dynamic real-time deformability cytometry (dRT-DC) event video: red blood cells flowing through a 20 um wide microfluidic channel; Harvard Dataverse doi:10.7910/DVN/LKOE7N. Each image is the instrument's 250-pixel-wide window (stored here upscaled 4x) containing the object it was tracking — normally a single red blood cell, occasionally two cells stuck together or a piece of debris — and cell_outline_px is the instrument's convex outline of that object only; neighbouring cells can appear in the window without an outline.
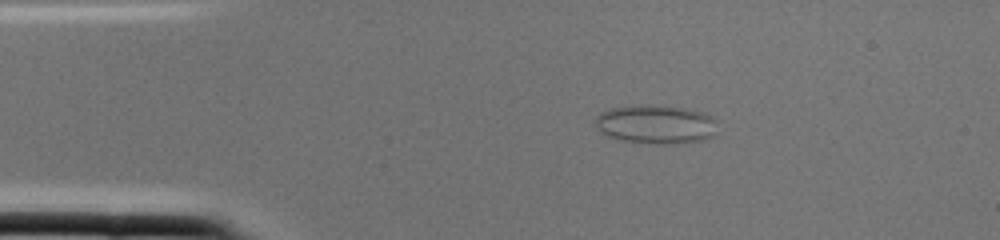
{"species": "common noctule bat (a hibernating species)", "species_latin": "Nyctalus noctula", "temperature_condition": "cold", "stored_images_in_passage": 2, "camera_frame_rate_fps": 3000, "um_per_image_px": 0.085, "animal": {"sex": "female", "body_mass_g": 22.0, "forearm_length_mm": 56.7}, "frame": {"image": 1, "passage_image": 1, "time_ms": 0.0, "image_size_px": [1000, 240], "cell_outline_px": [[716, 136], [704, 140], [676, 144], [652, 144], [616, 140], [600, 132], [596, 128], [596, 116], [600, 112], [612, 108], [640, 104], [648, 104], [684, 108], [704, 112], [712, 116], [716, 120]], "centroid_in_image_um": [55.76, 10.58], "position_along_channel_um": 29.2, "area_um2": 28.32}}